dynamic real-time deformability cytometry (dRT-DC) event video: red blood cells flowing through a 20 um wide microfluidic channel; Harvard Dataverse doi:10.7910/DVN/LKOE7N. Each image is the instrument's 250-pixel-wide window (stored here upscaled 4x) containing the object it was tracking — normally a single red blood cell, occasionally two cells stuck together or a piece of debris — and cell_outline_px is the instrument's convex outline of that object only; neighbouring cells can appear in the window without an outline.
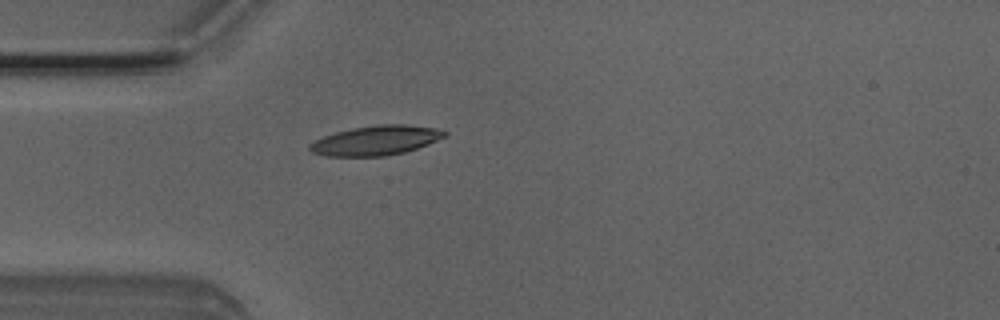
{"species": "Egyptian fruit bat (a non-hibernating species)", "species_latin": "Rousettus aegyptiacus", "temperature_condition": "room temperature", "stored_images_in_passage": 5, "camera_frame_rate_fps": 3000, "um_per_image_px": 0.085, "animal": {"sex": "male"}, "frame": {"image": 1, "passage_image": 5, "time_ms": 1.333, "image_size_px": [1000, 320], "cell_outline_px": [[448, 136], [428, 144], [404, 152], [384, 156], [328, 156], [312, 152], [308, 148], [308, 144], [324, 136], [336, 132], [352, 128], [380, 124], [404, 124], [436, 128], [448, 132]], "centroid_in_image_um": [31.97, 11.93], "position_along_channel_um": 53.0, "area_um2": 23.18}}